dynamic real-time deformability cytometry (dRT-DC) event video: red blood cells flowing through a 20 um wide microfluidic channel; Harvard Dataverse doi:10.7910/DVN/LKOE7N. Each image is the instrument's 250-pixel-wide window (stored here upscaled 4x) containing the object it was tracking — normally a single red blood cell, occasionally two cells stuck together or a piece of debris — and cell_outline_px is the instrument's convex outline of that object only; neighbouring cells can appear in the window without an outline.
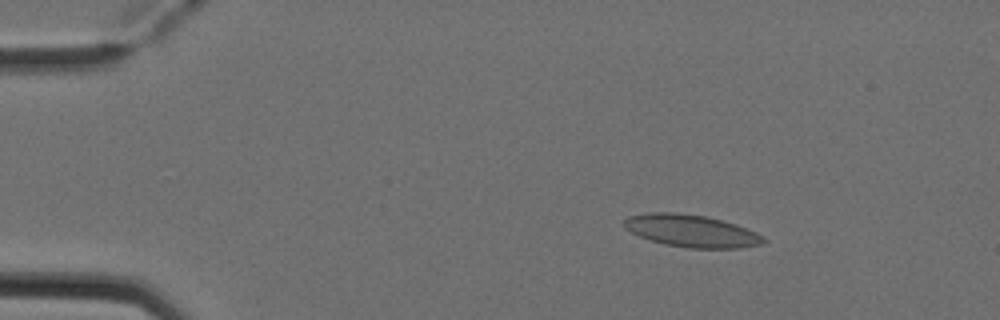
{"species": "Egyptian fruit bat (a non-hibernating species)", "species_latin": "Rousettus aegyptiacus", "temperature_condition": "cold", "stored_images_in_passage": 46, "camera_frame_rate_fps": 3000, "um_per_image_px": 0.085, "animal": {"sex": "female"}, "frame": {"image": 1, "passage_image": 2, "time_ms": 0.333, "image_size_px": [1000, 320], "cell_outline_px": [[768, 240], [764, 244], [740, 248], [688, 248], [664, 244], [640, 236], [624, 228], [624, 220], [628, 216], [648, 212], [676, 212], [708, 216], [724, 220], [736, 224], [756, 232], [764, 236]], "centroid_in_image_um": [58.81, 19.62], "position_along_channel_um": 26.2, "area_um2": 26.53}}
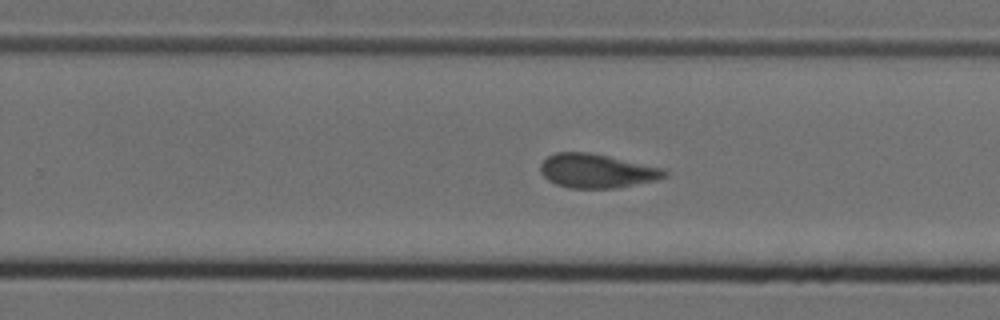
{"frame": {"image": 2, "passage_image": 27, "time_ms": 8.667, "image_size_px": [1000, 320], "cell_outline_px": [[668, 176], [656, 180], [616, 188], [568, 188], [556, 184], [548, 180], [540, 172], [540, 164], [548, 156], [556, 152], [588, 152], [608, 156], [664, 168], [668, 172]], "centroid_in_image_um": [50.73, 14.53], "position_along_channel_um": 279.1, "area_um2": 24.62}}
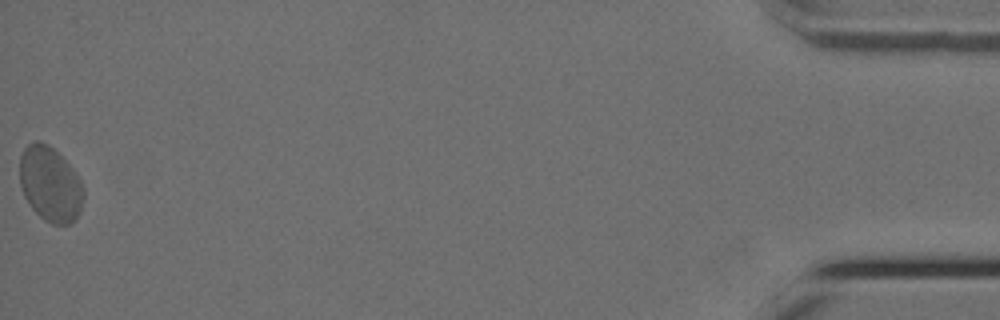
{"frame": {"image": 3, "passage_image": 46, "time_ms": 15.0, "image_size_px": [1000, 320], "cell_outline_px": [[84, 200], [80, 212], [68, 224], [52, 224], [44, 220], [32, 208], [24, 196], [20, 184], [20, 156], [24, 148], [32, 140], [40, 140], [48, 144], [68, 164], [80, 180], [84, 192]], "centroid_in_image_um": [4.25, 15.64], "position_along_channel_um": 431.0, "area_um2": 27.74}, "authors_computed_cell_mechanics": {"area_um2": 24.9407, "velocity_mm_per_s": 3.8821, "shape_relaxation_time_tau1_ms": 11.1674, "shape_relaxation_time_tau2_ms": 1.9867, "deformation_change_tau1": 0.1725, "deformation_change_tau2": 0.0518}}